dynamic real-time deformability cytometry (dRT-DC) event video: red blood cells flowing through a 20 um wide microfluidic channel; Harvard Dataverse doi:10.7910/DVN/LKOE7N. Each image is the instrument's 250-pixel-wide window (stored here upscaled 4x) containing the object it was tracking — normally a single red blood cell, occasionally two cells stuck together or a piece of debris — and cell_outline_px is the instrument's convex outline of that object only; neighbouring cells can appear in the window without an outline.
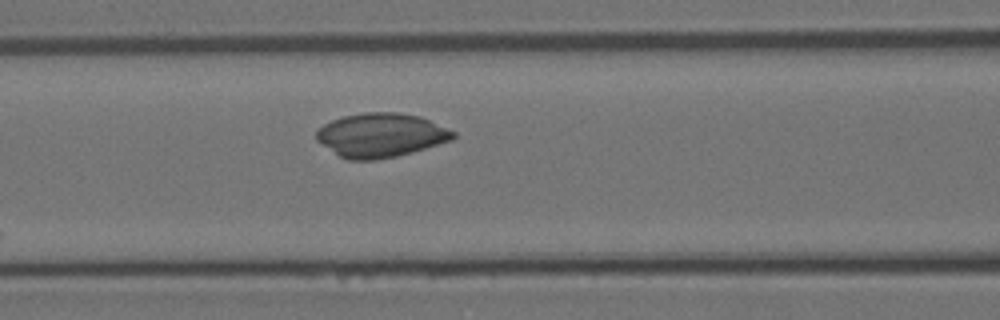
{"species": "Egyptian fruit bat (a non-hibernating species)", "species_latin": "Rousettus aegyptiacus", "temperature_condition": "room temperature", "stored_images_in_passage": 6, "camera_frame_rate_fps": 3000, "um_per_image_px": 0.085, "animal": {"sex": "female"}, "frame": {"image": 1, "passage_image": 6, "time_ms": 1.667, "image_size_px": [1000, 320], "cell_outline_px": [[456, 136], [452, 140], [412, 152], [396, 156], [376, 160], [348, 160], [340, 156], [316, 140], [316, 128], [332, 120], [344, 116], [364, 112], [400, 112], [420, 116], [456, 132]], "centroid_in_image_um": [32.36, 11.48], "position_along_channel_um": 134.2, "area_um2": 35.08}}